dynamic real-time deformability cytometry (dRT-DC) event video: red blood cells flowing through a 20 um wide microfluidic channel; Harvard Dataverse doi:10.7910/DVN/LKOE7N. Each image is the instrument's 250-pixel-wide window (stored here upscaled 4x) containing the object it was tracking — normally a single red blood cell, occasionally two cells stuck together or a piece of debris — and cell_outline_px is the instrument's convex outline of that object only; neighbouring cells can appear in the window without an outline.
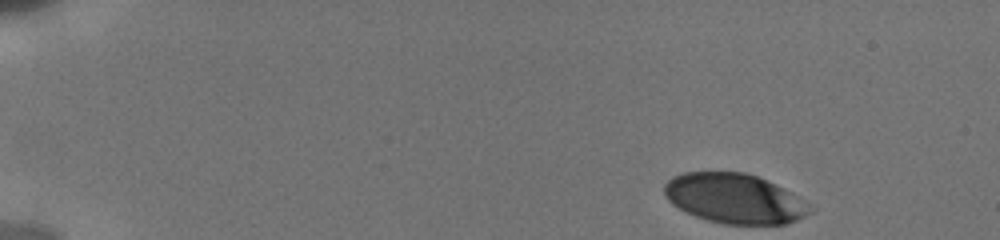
{"species": "human", "species_latin": "Homo sapiens", "temperature_condition": "cold", "stored_images_in_passage": 11, "camera_frame_rate_fps": 3000, "um_per_image_px": 0.085, "donor": {"sex": "male"}, "frame": {"image": 1, "passage_image": 1, "time_ms": 0.0, "image_size_px": [1000, 240], "cell_outline_px": [[812, 212], [788, 224], [724, 224], [708, 220], [696, 216], [672, 204], [668, 200], [664, 192], [664, 184], [672, 176], [684, 172], [744, 172], [756, 176], [776, 184], [792, 192]], "centroid_in_image_um": [62.39, 16.86], "position_along_channel_um": 22.6, "area_um2": 41.79}}